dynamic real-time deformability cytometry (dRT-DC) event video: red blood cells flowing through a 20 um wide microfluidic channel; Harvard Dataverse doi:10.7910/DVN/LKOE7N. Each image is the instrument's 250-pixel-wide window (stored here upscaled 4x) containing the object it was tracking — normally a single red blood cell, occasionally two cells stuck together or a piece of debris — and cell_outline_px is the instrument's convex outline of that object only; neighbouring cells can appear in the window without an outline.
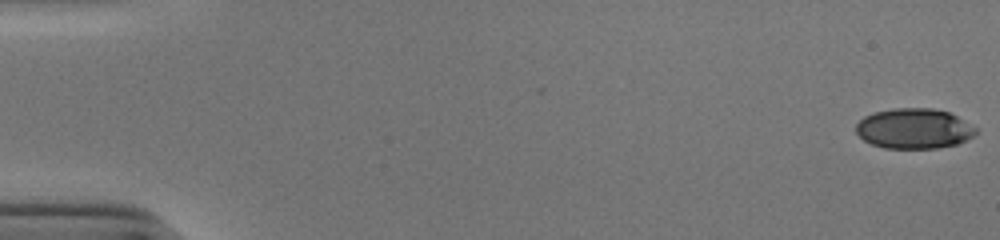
{"species": "human", "species_latin": "Homo sapiens", "temperature_condition": "cold", "stored_images_in_passage": 53, "camera_frame_rate_fps": 3000, "um_per_image_px": 0.085, "donor": {"sex": "male"}, "frame": {"image": 1, "passage_image": 1, "time_ms": 0.0, "image_size_px": [1000, 240], "cell_outline_px": [[976, 132], [972, 136], [956, 144], [936, 148], [884, 148], [872, 144], [864, 140], [856, 132], [856, 124], [864, 116], [872, 112], [896, 108], [932, 108], [948, 112], [956, 116], [976, 128]], "centroid_in_image_um": [77.65, 10.92], "position_along_channel_um": 7.4, "area_um2": 27.86}}
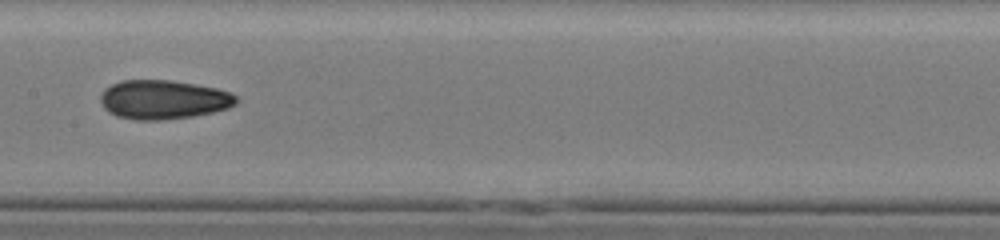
{"frame": {"image": 2, "passage_image": 28, "time_ms": 9.0, "image_size_px": [1000, 240], "cell_outline_px": [[240, 100], [236, 104], [228, 108], [212, 112], [192, 116], [160, 120], [136, 120], [116, 116], [108, 112], [104, 108], [100, 100], [100, 96], [104, 88], [120, 80], [168, 80], [216, 88], [228, 92], [236, 96]], "centroid_in_image_um": [13.86, 8.47], "position_along_channel_um": 193.5, "area_um2": 30.87}}
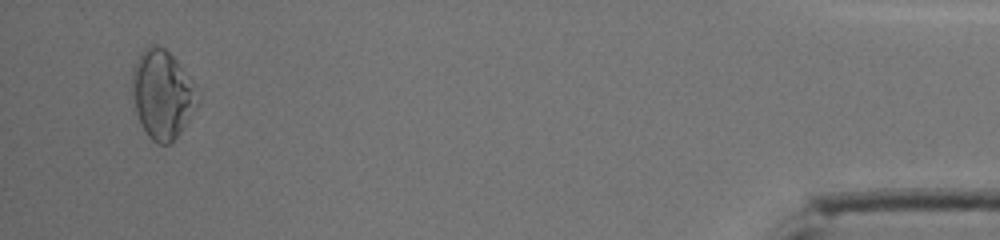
{"frame": {"image": 3, "passage_image": 51, "time_ms": 16.667, "image_size_px": [1000, 240], "cell_outline_px": [[196, 104], [180, 132], [168, 144], [156, 144], [148, 136], [136, 112], [132, 96], [132, 68], [140, 52], [148, 44], [156, 44], [164, 48], [180, 64], [192, 88]], "centroid_in_image_um": [13.69, 7.99], "position_along_channel_um": 421.5, "area_um2": 32.66}, "authors_computed_cell_mechanics": {"area_um2": 29.9404, "velocity_mm_per_s": 3.9452, "shape_relaxation_time_tau1_ms": null, "shape_relaxation_time_tau2_ms": 2.3579, "deformation_change_tau1": null, "deformation_change_tau2": 0.0792}}